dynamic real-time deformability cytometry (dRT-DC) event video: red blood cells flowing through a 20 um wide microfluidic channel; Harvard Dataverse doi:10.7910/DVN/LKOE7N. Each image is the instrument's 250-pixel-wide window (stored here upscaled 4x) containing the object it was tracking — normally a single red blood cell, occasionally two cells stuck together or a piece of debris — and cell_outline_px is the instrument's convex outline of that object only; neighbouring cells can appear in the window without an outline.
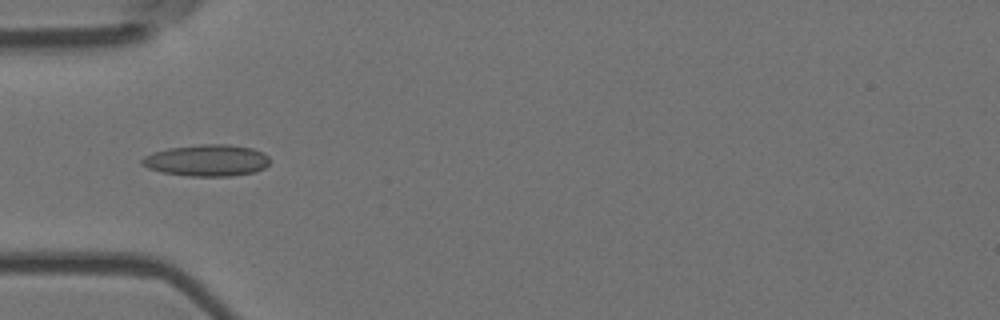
{"species": "Egyptian fruit bat (a non-hibernating species)", "species_latin": "Rousettus aegyptiacus", "temperature_condition": "room temperature", "stored_images_in_passage": 7, "camera_frame_rate_fps": 3000, "um_per_image_px": 0.085, "animal": {"sex": "female"}, "frame": {"image": 1, "passage_image": 5, "time_ms": 1.333, "image_size_px": [1000, 320], "cell_outline_px": [[268, 164], [264, 168], [256, 172], [232, 176], [188, 176], [164, 172], [148, 168], [140, 164], [140, 160], [144, 156], [152, 152], [168, 148], [200, 144], [228, 144], [252, 148], [264, 152], [268, 156]], "centroid_in_image_um": [17.58, 13.63], "position_along_channel_um": 67.4, "area_um2": 23.7}}
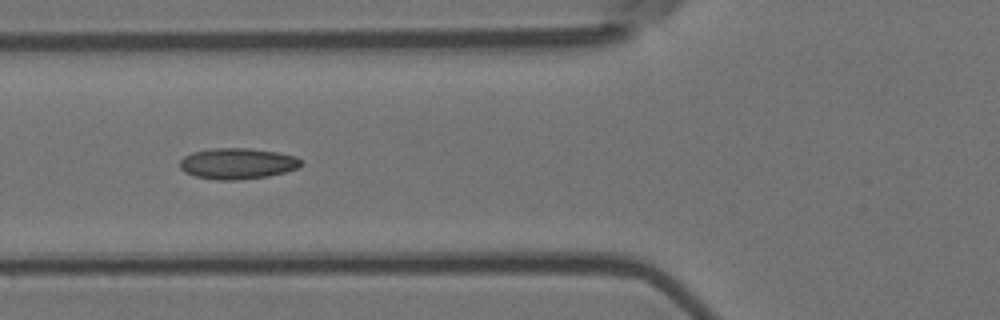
{"frame": {"image": 2, "passage_image": 6, "time_ms": 1.667, "image_size_px": [1000, 320], "cell_outline_px": [[304, 164], [300, 168], [268, 176], [236, 180], [216, 180], [196, 176], [184, 172], [180, 168], [180, 160], [184, 156], [192, 152], [212, 148], [252, 148], [276, 152], [296, 156]], "centroid_in_image_um": [20.19, 13.9], "position_along_channel_um": 105.6, "area_um2": 22.02}}
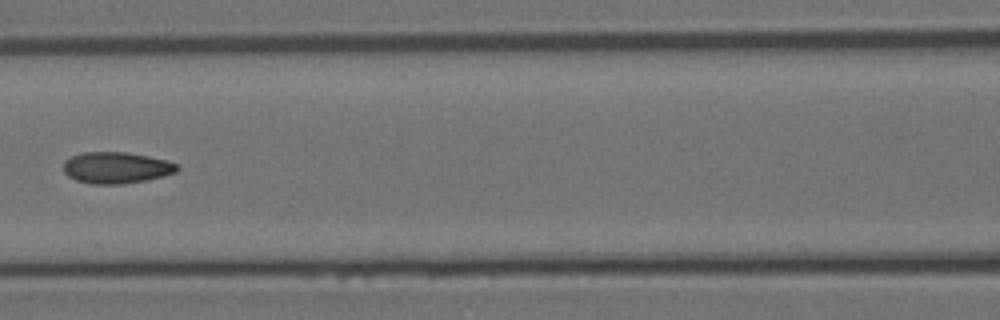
{"frame": {"image": 3, "passage_image": 7, "time_ms": 2.0, "image_size_px": [1000, 320], "cell_outline_px": [[180, 168], [176, 172], [164, 176], [148, 180], [120, 184], [92, 184], [76, 180], [68, 176], [64, 172], [64, 160], [80, 152], [128, 152], [168, 160], [180, 164]], "centroid_in_image_um": [9.92, 14.25], "position_along_channel_um": 156.7, "area_um2": 21.1}}